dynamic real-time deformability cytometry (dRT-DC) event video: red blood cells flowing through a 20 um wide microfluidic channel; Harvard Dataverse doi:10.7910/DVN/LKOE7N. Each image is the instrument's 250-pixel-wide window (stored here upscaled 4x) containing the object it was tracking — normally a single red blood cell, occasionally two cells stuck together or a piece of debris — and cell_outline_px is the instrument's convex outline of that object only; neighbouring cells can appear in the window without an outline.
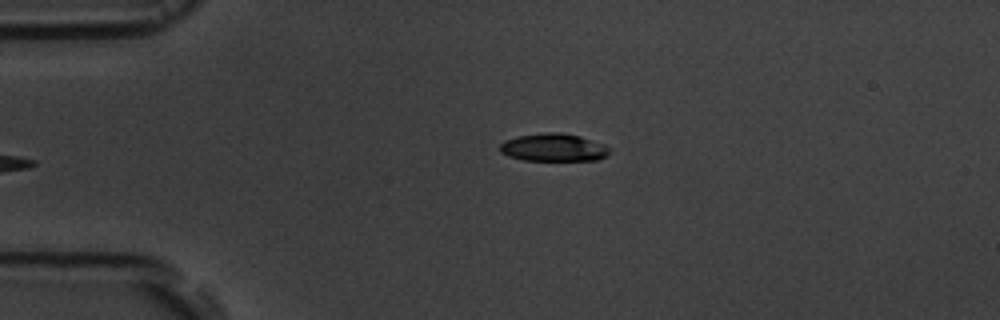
{"species": "common noctule bat (a hibernating species)", "species_latin": "Nyctalus noctula", "temperature_condition": "room temperature", "stored_images_in_passage": 5, "camera_frame_rate_fps": 3000, "um_per_image_px": 0.085, "animal": {"sex": "male", "body_mass_g": 19.5, "forearm_length_mm": 54.6}, "frame": {"image": 1, "passage_image": 4, "time_ms": 7.333, "image_size_px": [1000, 320], "cell_outline_px": [[612, 152], [596, 160], [524, 160], [508, 156], [500, 152], [500, 144], [504, 140], [520, 136], [544, 132], [560, 132], [580, 136], [604, 144]], "centroid_in_image_um": [47.04, 12.53], "position_along_channel_um": 38.0, "area_um2": 17.69}}